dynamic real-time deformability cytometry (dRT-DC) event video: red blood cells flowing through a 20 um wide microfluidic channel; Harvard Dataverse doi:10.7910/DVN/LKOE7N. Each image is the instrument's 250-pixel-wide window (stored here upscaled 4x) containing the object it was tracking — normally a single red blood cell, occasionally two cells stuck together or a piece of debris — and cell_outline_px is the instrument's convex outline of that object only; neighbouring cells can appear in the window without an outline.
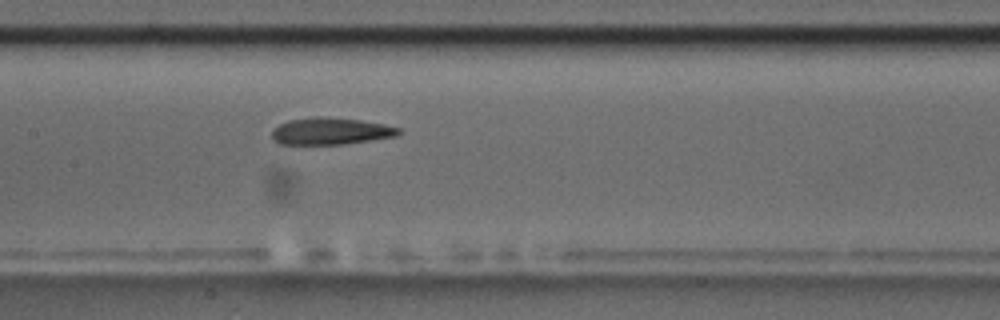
{"species": "common noctule bat (a hibernating species)", "species_latin": "Nyctalus noctula", "temperature_condition": "room temperature", "stored_images_in_passage": 9, "camera_frame_rate_fps": 3000, "um_per_image_px": 0.085, "animal": {"sex": "male", "body_mass_g": 17.5, "forearm_length_mm": 52.3}, "frame": {"image": 1, "passage_image": 9, "time_ms": 10.333, "image_size_px": [1000, 320], "cell_outline_px": [[400, 132], [396, 136], [372, 140], [344, 144], [280, 144], [272, 140], [272, 132], [280, 124], [288, 120], [324, 116], [328, 116], [360, 120], [384, 124], [400, 128]], "centroid_in_image_um": [28.11, 11.15], "position_along_channel_um": 179.3, "area_um2": 19.83}}